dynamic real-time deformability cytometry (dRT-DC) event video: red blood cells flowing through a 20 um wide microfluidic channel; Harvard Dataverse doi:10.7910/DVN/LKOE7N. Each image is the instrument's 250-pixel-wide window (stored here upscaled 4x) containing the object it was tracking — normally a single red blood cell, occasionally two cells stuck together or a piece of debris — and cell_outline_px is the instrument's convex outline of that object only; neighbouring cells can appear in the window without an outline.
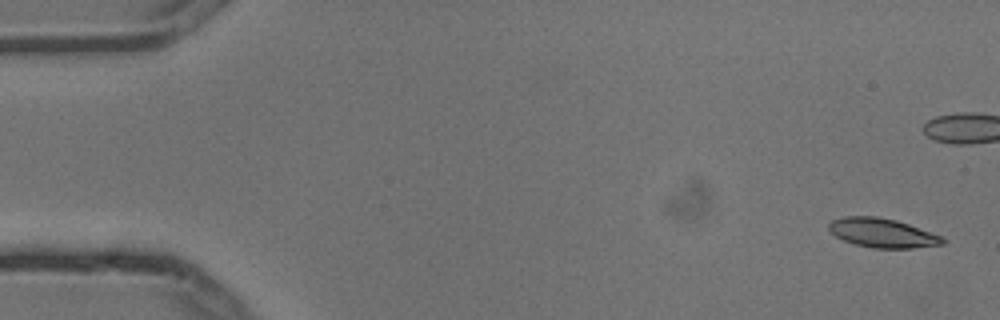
{"species": "common noctule bat (a hibernating species)", "species_latin": "Nyctalus noctula", "temperature_condition": "cold", "stored_images_in_passage": 6, "camera_frame_rate_fps": 3000, "um_per_image_px": 0.085, "animal": {"sex": "male", "body_mass_g": 13.3}, "frame": {"image": 1, "passage_image": 1, "time_ms": 0.0, "image_size_px": [1000, 320], "cell_outline_px": [[948, 240], [944, 244], [912, 248], [872, 248], [856, 244], [844, 240], [836, 236], [828, 228], [828, 224], [832, 220], [844, 216], [876, 216], [896, 220], [944, 236]], "centroid_in_image_um": [75.05, 19.8], "position_along_channel_um": 10.0, "area_um2": 19.42}}
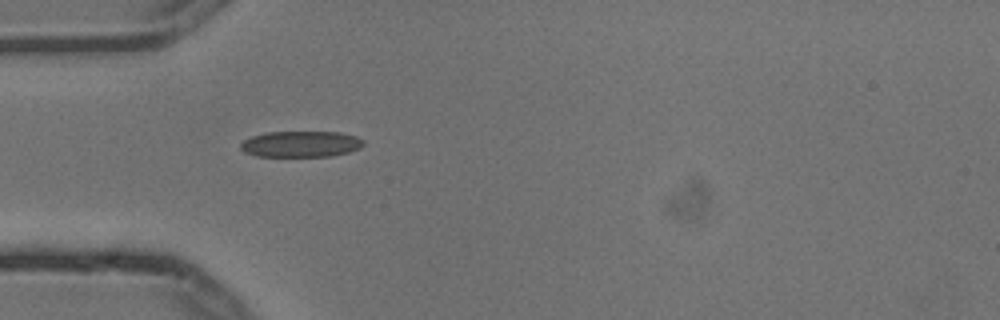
{"frame": {"image": 2, "passage_image": 6, "time_ms": 1.667, "image_size_px": [1000, 320], "cell_outline_px": [[364, 144], [360, 148], [348, 152], [332, 156], [256, 156], [244, 152], [240, 148], [240, 144], [244, 140], [252, 136], [268, 132], [340, 132], [356, 136], [364, 140]], "centroid_in_image_um": [25.58, 12.24], "position_along_channel_um": 59.4, "area_um2": 18.67}}